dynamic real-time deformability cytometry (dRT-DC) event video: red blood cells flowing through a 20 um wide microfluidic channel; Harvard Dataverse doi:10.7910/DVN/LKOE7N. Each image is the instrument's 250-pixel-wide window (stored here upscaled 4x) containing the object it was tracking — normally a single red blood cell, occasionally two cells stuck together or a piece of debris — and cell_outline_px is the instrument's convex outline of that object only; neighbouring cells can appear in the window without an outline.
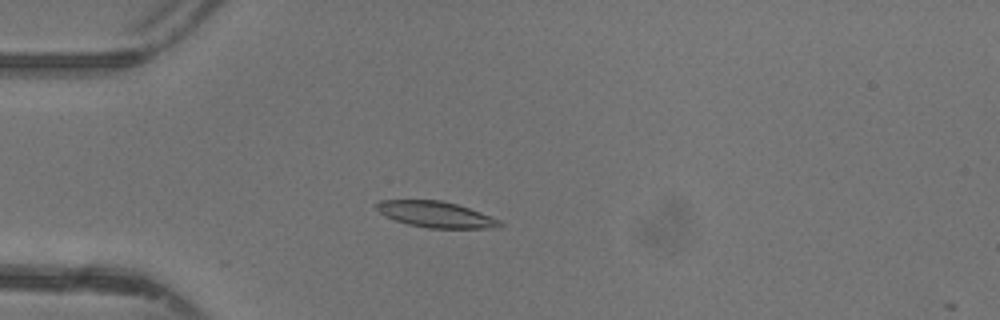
{"species": "common noctule bat (a hibernating species)", "species_latin": "Nyctalus noctula", "temperature_condition": "warm", "stored_images_in_passage": 47, "camera_frame_rate_fps": 3000, "um_per_image_px": 0.085, "animal": {"sex": "female"}, "frame": {"image": 1, "passage_image": 13, "time_ms": 4.0, "image_size_px": [1000, 320], "cell_outline_px": [[504, 224], [500, 228], [428, 228], [408, 224], [384, 216], [376, 208], [376, 204], [380, 200], [440, 200], [456, 204], [480, 212], [500, 220]], "centroid_in_image_um": [37.06, 18.23], "position_along_channel_um": 47.9, "area_um2": 18.61}}
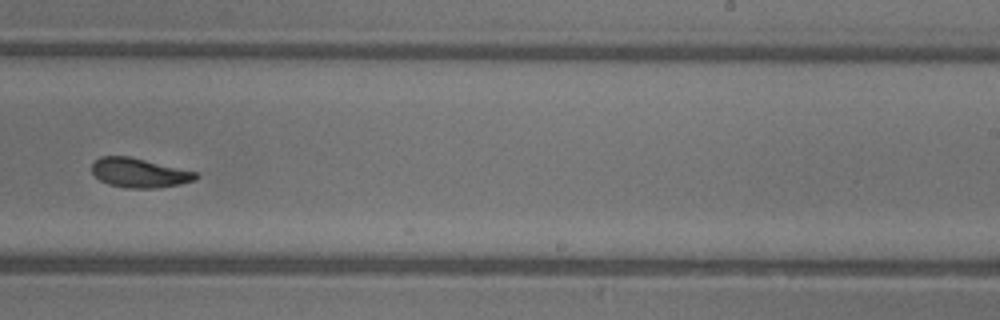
{"frame": {"image": 2, "passage_image": 30, "time_ms": 9.667, "image_size_px": [1000, 320], "cell_outline_px": [[200, 176], [196, 180], [180, 184], [156, 188], [124, 188], [108, 184], [100, 180], [92, 172], [92, 164], [100, 156], [128, 156], [200, 172]], "centroid_in_image_um": [11.89, 14.69], "position_along_channel_um": 277.1, "area_um2": 17.98}}
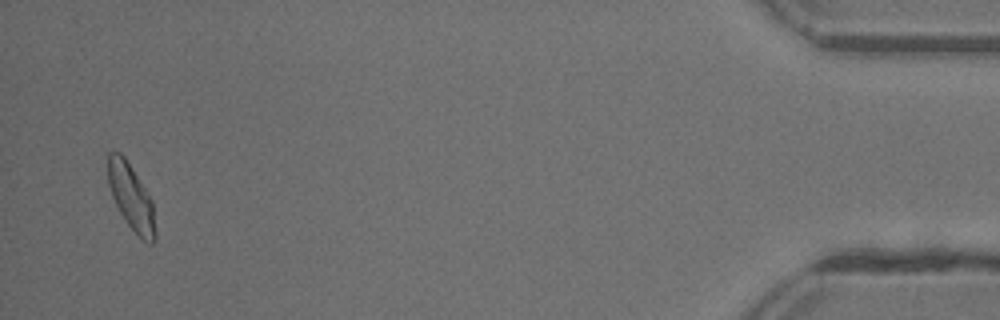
{"frame": {"image": 3, "passage_image": 46, "time_ms": 15.0, "image_size_px": [1000, 320], "cell_outline_px": [[156, 240], [152, 244], [148, 244], [124, 220], [112, 196], [108, 184], [108, 152], [120, 152], [124, 156], [148, 192], [152, 200], [156, 232]], "centroid_in_image_um": [11.16, 16.76], "position_along_channel_um": 424.0, "area_um2": 18.09}, "authors_computed_cell_mechanics": {"area_um2": 18.2648, "velocity_mm_per_s": 4.3585, "shape_relaxation_time_tau1_ms": 3.4655, "shape_relaxation_time_tau2_ms": 2.3862, "deformation_change_tau1": 0.1311, "deformation_change_tau2": 0.0822}}